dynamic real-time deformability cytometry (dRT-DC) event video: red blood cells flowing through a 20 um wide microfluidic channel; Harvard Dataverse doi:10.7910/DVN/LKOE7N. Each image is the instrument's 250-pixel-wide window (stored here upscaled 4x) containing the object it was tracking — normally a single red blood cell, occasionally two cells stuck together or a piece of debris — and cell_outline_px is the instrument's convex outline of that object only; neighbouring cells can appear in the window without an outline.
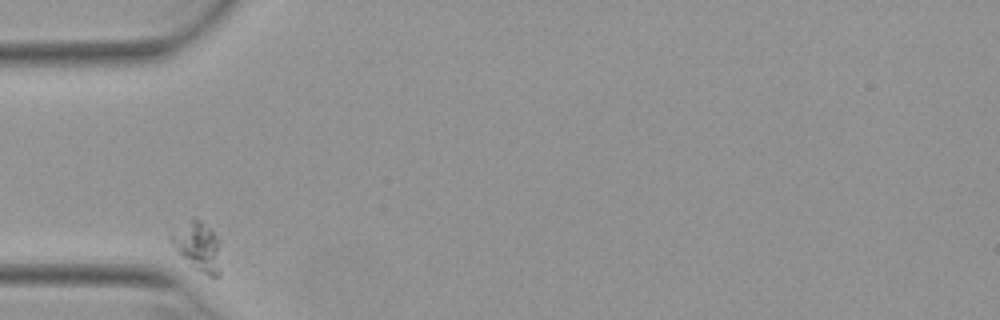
{"species": "Egyptian fruit bat (a non-hibernating species)", "species_latin": "Rousettus aegyptiacus", "temperature_condition": "warm", "stored_images_in_passage": 30, "camera_frame_rate_fps": 3000, "um_per_image_px": 0.085, "animal": {"sex": "female"}, "frame": {"image": 1, "passage_image": 1, "time_ms": 0.0, "image_size_px": [1000, 320], "cell_outline_px": [[220, 276], [216, 280], [200, 272], [180, 256], [168, 240], [168, 236], [188, 220], [200, 220], [216, 236], [220, 272]], "centroid_in_image_um": [16.77, 21.01], "position_along_channel_um": 68.2, "area_um2": 13.87}}
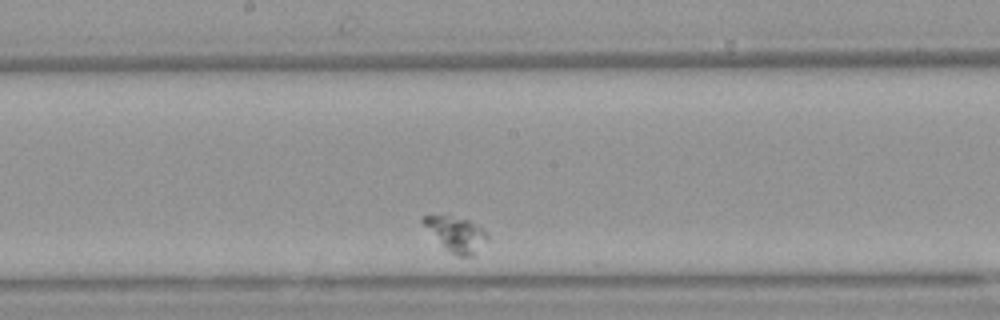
{"frame": {"image": 2, "passage_image": 15, "time_ms": 4.667, "image_size_px": [1000, 320], "cell_outline_px": [[488, 240], [476, 256], [456, 256], [448, 252], [444, 248], [420, 220], [420, 216], [448, 216], [468, 220], [484, 228], [488, 232]], "centroid_in_image_um": [38.83, 19.94], "position_along_channel_um": 209.4, "area_um2": 13.24}}
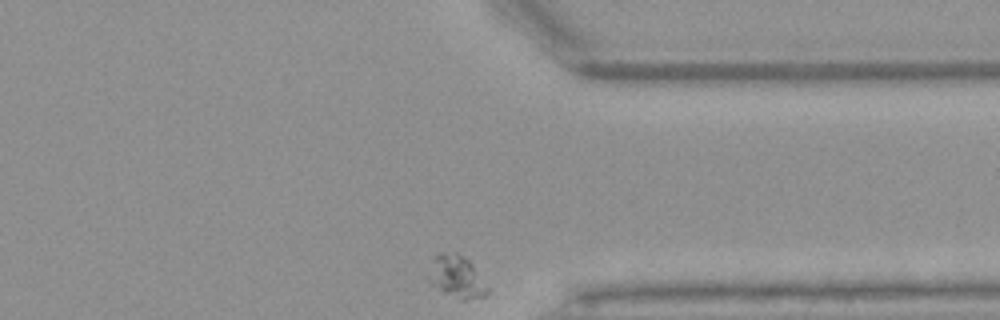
{"frame": {"image": 3, "passage_image": 30, "time_ms": 9.667, "image_size_px": [1000, 320], "cell_outline_px": [[488, 292], [484, 296], [464, 300], [444, 292], [428, 284], [428, 276], [436, 252], [456, 252], [464, 256], [472, 264], [488, 288]], "centroid_in_image_um": [38.78, 23.5], "position_along_channel_um": 372.6, "area_um2": 14.33}}